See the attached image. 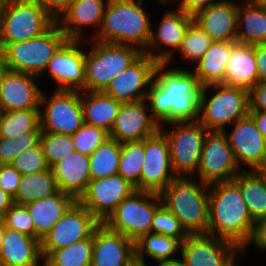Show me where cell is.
I'll use <instances>...</instances> for the list:
<instances>
[{
	"instance_id": "cell-1",
	"label": "cell",
	"mask_w": 266,
	"mask_h": 266,
	"mask_svg": "<svg viewBox=\"0 0 266 266\" xmlns=\"http://www.w3.org/2000/svg\"><path fill=\"white\" fill-rule=\"evenodd\" d=\"M171 67L173 64L156 65L154 79L145 98L149 111L160 125L197 121L203 86L188 66Z\"/></svg>"
},
{
	"instance_id": "cell-2",
	"label": "cell",
	"mask_w": 266,
	"mask_h": 266,
	"mask_svg": "<svg viewBox=\"0 0 266 266\" xmlns=\"http://www.w3.org/2000/svg\"><path fill=\"white\" fill-rule=\"evenodd\" d=\"M253 224L240 188L234 181L209 185L207 234L242 249L250 238Z\"/></svg>"
},
{
	"instance_id": "cell-3",
	"label": "cell",
	"mask_w": 266,
	"mask_h": 266,
	"mask_svg": "<svg viewBox=\"0 0 266 266\" xmlns=\"http://www.w3.org/2000/svg\"><path fill=\"white\" fill-rule=\"evenodd\" d=\"M143 2L108 0L101 26L93 40L134 46L144 53L151 38L153 23Z\"/></svg>"
},
{
	"instance_id": "cell-4",
	"label": "cell",
	"mask_w": 266,
	"mask_h": 266,
	"mask_svg": "<svg viewBox=\"0 0 266 266\" xmlns=\"http://www.w3.org/2000/svg\"><path fill=\"white\" fill-rule=\"evenodd\" d=\"M159 195L189 235L207 234L209 185L193 177H177Z\"/></svg>"
},
{
	"instance_id": "cell-5",
	"label": "cell",
	"mask_w": 266,
	"mask_h": 266,
	"mask_svg": "<svg viewBox=\"0 0 266 266\" xmlns=\"http://www.w3.org/2000/svg\"><path fill=\"white\" fill-rule=\"evenodd\" d=\"M248 113V90L224 84L202 87L198 121L208 131H224Z\"/></svg>"
},
{
	"instance_id": "cell-6",
	"label": "cell",
	"mask_w": 266,
	"mask_h": 266,
	"mask_svg": "<svg viewBox=\"0 0 266 266\" xmlns=\"http://www.w3.org/2000/svg\"><path fill=\"white\" fill-rule=\"evenodd\" d=\"M56 20L37 0H5L0 8V51L47 32Z\"/></svg>"
},
{
	"instance_id": "cell-7",
	"label": "cell",
	"mask_w": 266,
	"mask_h": 266,
	"mask_svg": "<svg viewBox=\"0 0 266 266\" xmlns=\"http://www.w3.org/2000/svg\"><path fill=\"white\" fill-rule=\"evenodd\" d=\"M66 40L65 34L55 23L38 37L7 44L0 54L6 70L42 78L54 53Z\"/></svg>"
},
{
	"instance_id": "cell-8",
	"label": "cell",
	"mask_w": 266,
	"mask_h": 266,
	"mask_svg": "<svg viewBox=\"0 0 266 266\" xmlns=\"http://www.w3.org/2000/svg\"><path fill=\"white\" fill-rule=\"evenodd\" d=\"M86 44H90V48L85 52V91L89 92L103 91L110 80L123 72L143 53L130 45L96 40H87Z\"/></svg>"
},
{
	"instance_id": "cell-9",
	"label": "cell",
	"mask_w": 266,
	"mask_h": 266,
	"mask_svg": "<svg viewBox=\"0 0 266 266\" xmlns=\"http://www.w3.org/2000/svg\"><path fill=\"white\" fill-rule=\"evenodd\" d=\"M159 194L135 190L119 203L103 224L134 243L152 233L155 212L162 206Z\"/></svg>"
},
{
	"instance_id": "cell-10",
	"label": "cell",
	"mask_w": 266,
	"mask_h": 266,
	"mask_svg": "<svg viewBox=\"0 0 266 266\" xmlns=\"http://www.w3.org/2000/svg\"><path fill=\"white\" fill-rule=\"evenodd\" d=\"M166 126H171L172 129H167ZM160 131L168 140L176 177H194L208 130L197 120L163 124L160 125Z\"/></svg>"
},
{
	"instance_id": "cell-11",
	"label": "cell",
	"mask_w": 266,
	"mask_h": 266,
	"mask_svg": "<svg viewBox=\"0 0 266 266\" xmlns=\"http://www.w3.org/2000/svg\"><path fill=\"white\" fill-rule=\"evenodd\" d=\"M39 109L42 132L73 135L84 124L81 91L54 90L48 95L43 90Z\"/></svg>"
},
{
	"instance_id": "cell-12",
	"label": "cell",
	"mask_w": 266,
	"mask_h": 266,
	"mask_svg": "<svg viewBox=\"0 0 266 266\" xmlns=\"http://www.w3.org/2000/svg\"><path fill=\"white\" fill-rule=\"evenodd\" d=\"M240 172L224 132L208 131L200 154L198 170L193 178L210 185L233 181Z\"/></svg>"
},
{
	"instance_id": "cell-13",
	"label": "cell",
	"mask_w": 266,
	"mask_h": 266,
	"mask_svg": "<svg viewBox=\"0 0 266 266\" xmlns=\"http://www.w3.org/2000/svg\"><path fill=\"white\" fill-rule=\"evenodd\" d=\"M101 223L76 201L41 240L43 260L53 251L91 237Z\"/></svg>"
},
{
	"instance_id": "cell-14",
	"label": "cell",
	"mask_w": 266,
	"mask_h": 266,
	"mask_svg": "<svg viewBox=\"0 0 266 266\" xmlns=\"http://www.w3.org/2000/svg\"><path fill=\"white\" fill-rule=\"evenodd\" d=\"M241 249L209 234L189 235L181 243L180 257L185 266H237Z\"/></svg>"
},
{
	"instance_id": "cell-15",
	"label": "cell",
	"mask_w": 266,
	"mask_h": 266,
	"mask_svg": "<svg viewBox=\"0 0 266 266\" xmlns=\"http://www.w3.org/2000/svg\"><path fill=\"white\" fill-rule=\"evenodd\" d=\"M192 22L193 16L186 14L178 7L175 10L167 8L159 23L157 22V27L152 26L151 38L144 53L158 63L172 64L176 61L173 59H177L175 54Z\"/></svg>"
},
{
	"instance_id": "cell-16",
	"label": "cell",
	"mask_w": 266,
	"mask_h": 266,
	"mask_svg": "<svg viewBox=\"0 0 266 266\" xmlns=\"http://www.w3.org/2000/svg\"><path fill=\"white\" fill-rule=\"evenodd\" d=\"M176 177L172 168L169 144L159 130L145 138V155L139 183L135 190L160 194Z\"/></svg>"
},
{
	"instance_id": "cell-17",
	"label": "cell",
	"mask_w": 266,
	"mask_h": 266,
	"mask_svg": "<svg viewBox=\"0 0 266 266\" xmlns=\"http://www.w3.org/2000/svg\"><path fill=\"white\" fill-rule=\"evenodd\" d=\"M84 45L86 41L66 40L54 53L43 74L57 83L54 90L85 91Z\"/></svg>"
},
{
	"instance_id": "cell-18",
	"label": "cell",
	"mask_w": 266,
	"mask_h": 266,
	"mask_svg": "<svg viewBox=\"0 0 266 266\" xmlns=\"http://www.w3.org/2000/svg\"><path fill=\"white\" fill-rule=\"evenodd\" d=\"M158 62L142 53L102 91L121 103L143 101L154 79Z\"/></svg>"
},
{
	"instance_id": "cell-19",
	"label": "cell",
	"mask_w": 266,
	"mask_h": 266,
	"mask_svg": "<svg viewBox=\"0 0 266 266\" xmlns=\"http://www.w3.org/2000/svg\"><path fill=\"white\" fill-rule=\"evenodd\" d=\"M135 188L121 175L116 174L90 180L86 191L77 200L93 216L103 223Z\"/></svg>"
},
{
	"instance_id": "cell-20",
	"label": "cell",
	"mask_w": 266,
	"mask_h": 266,
	"mask_svg": "<svg viewBox=\"0 0 266 266\" xmlns=\"http://www.w3.org/2000/svg\"><path fill=\"white\" fill-rule=\"evenodd\" d=\"M159 130L160 123L151 115L143 100L121 104L109 136L119 143L143 141Z\"/></svg>"
},
{
	"instance_id": "cell-21",
	"label": "cell",
	"mask_w": 266,
	"mask_h": 266,
	"mask_svg": "<svg viewBox=\"0 0 266 266\" xmlns=\"http://www.w3.org/2000/svg\"><path fill=\"white\" fill-rule=\"evenodd\" d=\"M231 125L230 132L228 130L223 132L232 148L238 167L241 171L260 173V160L263 155L265 139L253 119L247 115Z\"/></svg>"
},
{
	"instance_id": "cell-22",
	"label": "cell",
	"mask_w": 266,
	"mask_h": 266,
	"mask_svg": "<svg viewBox=\"0 0 266 266\" xmlns=\"http://www.w3.org/2000/svg\"><path fill=\"white\" fill-rule=\"evenodd\" d=\"M38 79L32 74L5 70L0 81L1 111L39 109L43 89Z\"/></svg>"
},
{
	"instance_id": "cell-23",
	"label": "cell",
	"mask_w": 266,
	"mask_h": 266,
	"mask_svg": "<svg viewBox=\"0 0 266 266\" xmlns=\"http://www.w3.org/2000/svg\"><path fill=\"white\" fill-rule=\"evenodd\" d=\"M107 2L108 0H74L56 21L67 40H93L101 26ZM88 28L95 31L86 39L84 33H87Z\"/></svg>"
},
{
	"instance_id": "cell-24",
	"label": "cell",
	"mask_w": 266,
	"mask_h": 266,
	"mask_svg": "<svg viewBox=\"0 0 266 266\" xmlns=\"http://www.w3.org/2000/svg\"><path fill=\"white\" fill-rule=\"evenodd\" d=\"M135 261V243L101 223L93 233L91 266H130Z\"/></svg>"
},
{
	"instance_id": "cell-25",
	"label": "cell",
	"mask_w": 266,
	"mask_h": 266,
	"mask_svg": "<svg viewBox=\"0 0 266 266\" xmlns=\"http://www.w3.org/2000/svg\"><path fill=\"white\" fill-rule=\"evenodd\" d=\"M238 6L237 0H222L197 12L193 21L213 41H236Z\"/></svg>"
},
{
	"instance_id": "cell-26",
	"label": "cell",
	"mask_w": 266,
	"mask_h": 266,
	"mask_svg": "<svg viewBox=\"0 0 266 266\" xmlns=\"http://www.w3.org/2000/svg\"><path fill=\"white\" fill-rule=\"evenodd\" d=\"M89 167V156L74 151L55 163L51 170L58 189L78 200L91 180Z\"/></svg>"
},
{
	"instance_id": "cell-27",
	"label": "cell",
	"mask_w": 266,
	"mask_h": 266,
	"mask_svg": "<svg viewBox=\"0 0 266 266\" xmlns=\"http://www.w3.org/2000/svg\"><path fill=\"white\" fill-rule=\"evenodd\" d=\"M76 201L72 195L59 190L54 195L24 204L34 223L35 238L41 242Z\"/></svg>"
},
{
	"instance_id": "cell-28",
	"label": "cell",
	"mask_w": 266,
	"mask_h": 266,
	"mask_svg": "<svg viewBox=\"0 0 266 266\" xmlns=\"http://www.w3.org/2000/svg\"><path fill=\"white\" fill-rule=\"evenodd\" d=\"M42 261V262H40ZM43 266L38 239L5 227L0 266Z\"/></svg>"
},
{
	"instance_id": "cell-29",
	"label": "cell",
	"mask_w": 266,
	"mask_h": 266,
	"mask_svg": "<svg viewBox=\"0 0 266 266\" xmlns=\"http://www.w3.org/2000/svg\"><path fill=\"white\" fill-rule=\"evenodd\" d=\"M259 82L255 44L233 45L224 76V85L250 90Z\"/></svg>"
},
{
	"instance_id": "cell-30",
	"label": "cell",
	"mask_w": 266,
	"mask_h": 266,
	"mask_svg": "<svg viewBox=\"0 0 266 266\" xmlns=\"http://www.w3.org/2000/svg\"><path fill=\"white\" fill-rule=\"evenodd\" d=\"M236 41L253 45L266 43V5L261 0H240Z\"/></svg>"
},
{
	"instance_id": "cell-31",
	"label": "cell",
	"mask_w": 266,
	"mask_h": 266,
	"mask_svg": "<svg viewBox=\"0 0 266 266\" xmlns=\"http://www.w3.org/2000/svg\"><path fill=\"white\" fill-rule=\"evenodd\" d=\"M237 41H213L205 54L193 65L192 72L202 86L224 84L225 70L233 45Z\"/></svg>"
},
{
	"instance_id": "cell-32",
	"label": "cell",
	"mask_w": 266,
	"mask_h": 266,
	"mask_svg": "<svg viewBox=\"0 0 266 266\" xmlns=\"http://www.w3.org/2000/svg\"><path fill=\"white\" fill-rule=\"evenodd\" d=\"M121 102L101 92L81 91L84 123L102 128L110 133Z\"/></svg>"
},
{
	"instance_id": "cell-33",
	"label": "cell",
	"mask_w": 266,
	"mask_h": 266,
	"mask_svg": "<svg viewBox=\"0 0 266 266\" xmlns=\"http://www.w3.org/2000/svg\"><path fill=\"white\" fill-rule=\"evenodd\" d=\"M233 181L240 188L252 220L266 218V173L241 171Z\"/></svg>"
},
{
	"instance_id": "cell-34",
	"label": "cell",
	"mask_w": 266,
	"mask_h": 266,
	"mask_svg": "<svg viewBox=\"0 0 266 266\" xmlns=\"http://www.w3.org/2000/svg\"><path fill=\"white\" fill-rule=\"evenodd\" d=\"M181 243L178 238L172 236L149 233L135 242V261L146 263L148 256L149 259L151 258L157 263L178 258L180 257Z\"/></svg>"
},
{
	"instance_id": "cell-35",
	"label": "cell",
	"mask_w": 266,
	"mask_h": 266,
	"mask_svg": "<svg viewBox=\"0 0 266 266\" xmlns=\"http://www.w3.org/2000/svg\"><path fill=\"white\" fill-rule=\"evenodd\" d=\"M58 191L51 168L34 174L22 175L14 203L26 204L54 195Z\"/></svg>"
},
{
	"instance_id": "cell-36",
	"label": "cell",
	"mask_w": 266,
	"mask_h": 266,
	"mask_svg": "<svg viewBox=\"0 0 266 266\" xmlns=\"http://www.w3.org/2000/svg\"><path fill=\"white\" fill-rule=\"evenodd\" d=\"M122 143L109 138L89 156L90 178L99 179L118 173Z\"/></svg>"
},
{
	"instance_id": "cell-37",
	"label": "cell",
	"mask_w": 266,
	"mask_h": 266,
	"mask_svg": "<svg viewBox=\"0 0 266 266\" xmlns=\"http://www.w3.org/2000/svg\"><path fill=\"white\" fill-rule=\"evenodd\" d=\"M31 131H42L40 128V109L1 112V138L14 139L18 135Z\"/></svg>"
},
{
	"instance_id": "cell-38",
	"label": "cell",
	"mask_w": 266,
	"mask_h": 266,
	"mask_svg": "<svg viewBox=\"0 0 266 266\" xmlns=\"http://www.w3.org/2000/svg\"><path fill=\"white\" fill-rule=\"evenodd\" d=\"M93 235L67 247L53 250L44 260L43 266H91Z\"/></svg>"
},
{
	"instance_id": "cell-39",
	"label": "cell",
	"mask_w": 266,
	"mask_h": 266,
	"mask_svg": "<svg viewBox=\"0 0 266 266\" xmlns=\"http://www.w3.org/2000/svg\"><path fill=\"white\" fill-rule=\"evenodd\" d=\"M145 155V139L122 143L118 173L134 187L140 181Z\"/></svg>"
},
{
	"instance_id": "cell-40",
	"label": "cell",
	"mask_w": 266,
	"mask_h": 266,
	"mask_svg": "<svg viewBox=\"0 0 266 266\" xmlns=\"http://www.w3.org/2000/svg\"><path fill=\"white\" fill-rule=\"evenodd\" d=\"M213 40L193 21L187 28L177 53L188 63H196L210 48Z\"/></svg>"
},
{
	"instance_id": "cell-41",
	"label": "cell",
	"mask_w": 266,
	"mask_h": 266,
	"mask_svg": "<svg viewBox=\"0 0 266 266\" xmlns=\"http://www.w3.org/2000/svg\"><path fill=\"white\" fill-rule=\"evenodd\" d=\"M40 145L49 168L65 156L76 151L72 135L42 132Z\"/></svg>"
},
{
	"instance_id": "cell-42",
	"label": "cell",
	"mask_w": 266,
	"mask_h": 266,
	"mask_svg": "<svg viewBox=\"0 0 266 266\" xmlns=\"http://www.w3.org/2000/svg\"><path fill=\"white\" fill-rule=\"evenodd\" d=\"M75 150L83 155L90 156V154L102 143L110 138L109 132L95 127L93 125L84 123L72 135Z\"/></svg>"
},
{
	"instance_id": "cell-43",
	"label": "cell",
	"mask_w": 266,
	"mask_h": 266,
	"mask_svg": "<svg viewBox=\"0 0 266 266\" xmlns=\"http://www.w3.org/2000/svg\"><path fill=\"white\" fill-rule=\"evenodd\" d=\"M151 229L152 233L172 236L181 242L189 236L179 220L164 205L155 212Z\"/></svg>"
},
{
	"instance_id": "cell-44",
	"label": "cell",
	"mask_w": 266,
	"mask_h": 266,
	"mask_svg": "<svg viewBox=\"0 0 266 266\" xmlns=\"http://www.w3.org/2000/svg\"><path fill=\"white\" fill-rule=\"evenodd\" d=\"M11 165L21 175L34 174L49 169L40 144L21 152L14 158Z\"/></svg>"
},
{
	"instance_id": "cell-45",
	"label": "cell",
	"mask_w": 266,
	"mask_h": 266,
	"mask_svg": "<svg viewBox=\"0 0 266 266\" xmlns=\"http://www.w3.org/2000/svg\"><path fill=\"white\" fill-rule=\"evenodd\" d=\"M1 220L5 227L35 238L34 223L24 204L14 203Z\"/></svg>"
},
{
	"instance_id": "cell-46",
	"label": "cell",
	"mask_w": 266,
	"mask_h": 266,
	"mask_svg": "<svg viewBox=\"0 0 266 266\" xmlns=\"http://www.w3.org/2000/svg\"><path fill=\"white\" fill-rule=\"evenodd\" d=\"M22 175L11 164L0 165V188L15 198Z\"/></svg>"
},
{
	"instance_id": "cell-47",
	"label": "cell",
	"mask_w": 266,
	"mask_h": 266,
	"mask_svg": "<svg viewBox=\"0 0 266 266\" xmlns=\"http://www.w3.org/2000/svg\"><path fill=\"white\" fill-rule=\"evenodd\" d=\"M255 246L258 252L266 251V218L259 219L254 222L253 229L249 240L241 249V255L245 253L249 246Z\"/></svg>"
},
{
	"instance_id": "cell-48",
	"label": "cell",
	"mask_w": 266,
	"mask_h": 266,
	"mask_svg": "<svg viewBox=\"0 0 266 266\" xmlns=\"http://www.w3.org/2000/svg\"><path fill=\"white\" fill-rule=\"evenodd\" d=\"M19 154L18 140L0 137V165L11 164Z\"/></svg>"
},
{
	"instance_id": "cell-49",
	"label": "cell",
	"mask_w": 266,
	"mask_h": 266,
	"mask_svg": "<svg viewBox=\"0 0 266 266\" xmlns=\"http://www.w3.org/2000/svg\"><path fill=\"white\" fill-rule=\"evenodd\" d=\"M249 110L266 111V82H258L249 90Z\"/></svg>"
},
{
	"instance_id": "cell-50",
	"label": "cell",
	"mask_w": 266,
	"mask_h": 266,
	"mask_svg": "<svg viewBox=\"0 0 266 266\" xmlns=\"http://www.w3.org/2000/svg\"><path fill=\"white\" fill-rule=\"evenodd\" d=\"M175 1V0H173ZM178 7L186 14L194 16L197 12L213 5L219 3L222 0H177Z\"/></svg>"
},
{
	"instance_id": "cell-51",
	"label": "cell",
	"mask_w": 266,
	"mask_h": 266,
	"mask_svg": "<svg viewBox=\"0 0 266 266\" xmlns=\"http://www.w3.org/2000/svg\"><path fill=\"white\" fill-rule=\"evenodd\" d=\"M57 21L74 0H37Z\"/></svg>"
},
{
	"instance_id": "cell-52",
	"label": "cell",
	"mask_w": 266,
	"mask_h": 266,
	"mask_svg": "<svg viewBox=\"0 0 266 266\" xmlns=\"http://www.w3.org/2000/svg\"><path fill=\"white\" fill-rule=\"evenodd\" d=\"M41 134L42 131H31L15 137L14 140H18L20 153L39 145L41 140Z\"/></svg>"
},
{
	"instance_id": "cell-53",
	"label": "cell",
	"mask_w": 266,
	"mask_h": 266,
	"mask_svg": "<svg viewBox=\"0 0 266 266\" xmlns=\"http://www.w3.org/2000/svg\"><path fill=\"white\" fill-rule=\"evenodd\" d=\"M255 57L259 82H266V43L255 44Z\"/></svg>"
},
{
	"instance_id": "cell-54",
	"label": "cell",
	"mask_w": 266,
	"mask_h": 266,
	"mask_svg": "<svg viewBox=\"0 0 266 266\" xmlns=\"http://www.w3.org/2000/svg\"><path fill=\"white\" fill-rule=\"evenodd\" d=\"M248 115L253 119L257 129L266 140V111L249 110Z\"/></svg>"
},
{
	"instance_id": "cell-55",
	"label": "cell",
	"mask_w": 266,
	"mask_h": 266,
	"mask_svg": "<svg viewBox=\"0 0 266 266\" xmlns=\"http://www.w3.org/2000/svg\"><path fill=\"white\" fill-rule=\"evenodd\" d=\"M13 204L14 198L0 188V219Z\"/></svg>"
},
{
	"instance_id": "cell-56",
	"label": "cell",
	"mask_w": 266,
	"mask_h": 266,
	"mask_svg": "<svg viewBox=\"0 0 266 266\" xmlns=\"http://www.w3.org/2000/svg\"><path fill=\"white\" fill-rule=\"evenodd\" d=\"M156 266H185V263L181 257L172 260L160 261Z\"/></svg>"
},
{
	"instance_id": "cell-57",
	"label": "cell",
	"mask_w": 266,
	"mask_h": 266,
	"mask_svg": "<svg viewBox=\"0 0 266 266\" xmlns=\"http://www.w3.org/2000/svg\"><path fill=\"white\" fill-rule=\"evenodd\" d=\"M260 173H266V140L264 141L263 155L260 160Z\"/></svg>"
},
{
	"instance_id": "cell-58",
	"label": "cell",
	"mask_w": 266,
	"mask_h": 266,
	"mask_svg": "<svg viewBox=\"0 0 266 266\" xmlns=\"http://www.w3.org/2000/svg\"><path fill=\"white\" fill-rule=\"evenodd\" d=\"M4 235H5V224H4V222L0 219V250H1V246H2V244H3Z\"/></svg>"
},
{
	"instance_id": "cell-59",
	"label": "cell",
	"mask_w": 266,
	"mask_h": 266,
	"mask_svg": "<svg viewBox=\"0 0 266 266\" xmlns=\"http://www.w3.org/2000/svg\"><path fill=\"white\" fill-rule=\"evenodd\" d=\"M5 70H6V67L4 65L2 56L0 54V81H1V77H2L3 73L5 72Z\"/></svg>"
},
{
	"instance_id": "cell-60",
	"label": "cell",
	"mask_w": 266,
	"mask_h": 266,
	"mask_svg": "<svg viewBox=\"0 0 266 266\" xmlns=\"http://www.w3.org/2000/svg\"><path fill=\"white\" fill-rule=\"evenodd\" d=\"M149 263H142L138 261H134L130 266H148Z\"/></svg>"
},
{
	"instance_id": "cell-61",
	"label": "cell",
	"mask_w": 266,
	"mask_h": 266,
	"mask_svg": "<svg viewBox=\"0 0 266 266\" xmlns=\"http://www.w3.org/2000/svg\"><path fill=\"white\" fill-rule=\"evenodd\" d=\"M155 1V0H154ZM159 2L158 4H162L163 6H167V4L169 3H171L173 0H156L155 2ZM171 1V2H170Z\"/></svg>"
},
{
	"instance_id": "cell-62",
	"label": "cell",
	"mask_w": 266,
	"mask_h": 266,
	"mask_svg": "<svg viewBox=\"0 0 266 266\" xmlns=\"http://www.w3.org/2000/svg\"><path fill=\"white\" fill-rule=\"evenodd\" d=\"M5 0H0V8L3 6Z\"/></svg>"
}]
</instances>
